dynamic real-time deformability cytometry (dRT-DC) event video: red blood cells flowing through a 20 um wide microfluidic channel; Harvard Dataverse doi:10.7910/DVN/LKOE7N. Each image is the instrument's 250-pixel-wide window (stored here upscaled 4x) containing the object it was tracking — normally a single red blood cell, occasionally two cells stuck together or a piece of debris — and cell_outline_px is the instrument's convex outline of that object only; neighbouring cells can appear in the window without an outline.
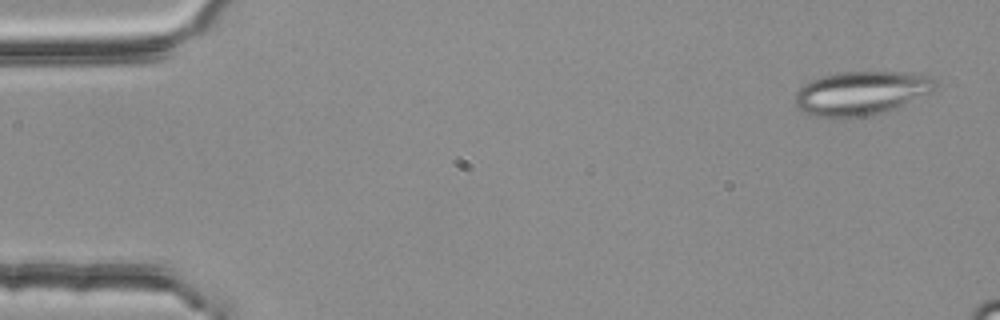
{"species": "common noctule bat (a hibernating species)", "species_latin": "Nyctalus noctula", "temperature_condition": "room temperature", "stored_images_in_passage": 4, "camera_frame_rate_fps": 3000, "um_per_image_px": 0.085, "animal": {"sex": "female", "body_mass_g": 25.1}, "frame": {"image": 1, "passage_image": 1, "time_ms": 0.0, "image_size_px": [1000, 320], "cell_outline_px": [[940, 80], [932, 92], [900, 108], [888, 112], [868, 116], [832, 120], [800, 112], [796, 104], [796, 92], [804, 84], [812, 80], [824, 76], [840, 72], [924, 72], [936, 76]], "centroid_in_image_um": [73.31, 7.93], "position_along_channel_um": 11.7, "area_um2": 37.22}}